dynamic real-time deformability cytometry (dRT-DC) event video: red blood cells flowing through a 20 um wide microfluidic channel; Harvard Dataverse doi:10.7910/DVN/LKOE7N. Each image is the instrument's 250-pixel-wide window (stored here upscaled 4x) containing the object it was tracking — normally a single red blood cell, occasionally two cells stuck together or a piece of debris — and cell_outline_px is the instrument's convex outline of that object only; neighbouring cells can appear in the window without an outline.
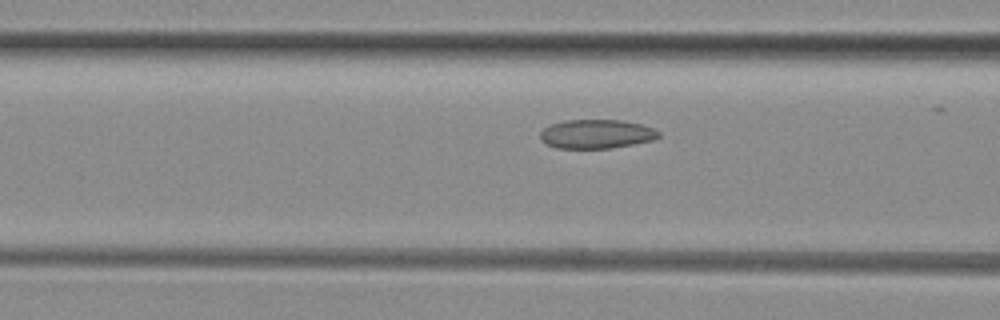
{"species": "common noctule bat (a hibernating species)", "species_latin": "Nyctalus noctula", "temperature_condition": "room temperature", "stored_images_in_passage": 25, "camera_frame_rate_fps": 3000, "um_per_image_px": 0.085, "animal": {"sex": "female", "body_mass_g": 29.2, "forearm_length_mm": 56.3}, "frame": {"image": 1, "passage_image": 10, "time_ms": 3.0, "image_size_px": [1000, 320], "cell_outline_px": [[660, 136], [652, 140], [632, 144], [608, 148], [556, 148], [540, 140], [540, 132], [544, 128], [552, 124], [564, 120], [624, 120], [640, 124], [652, 128], [660, 132]], "centroid_in_image_um": [50.68, 11.38], "position_along_channel_um": 115.9, "area_um2": 19.88}}
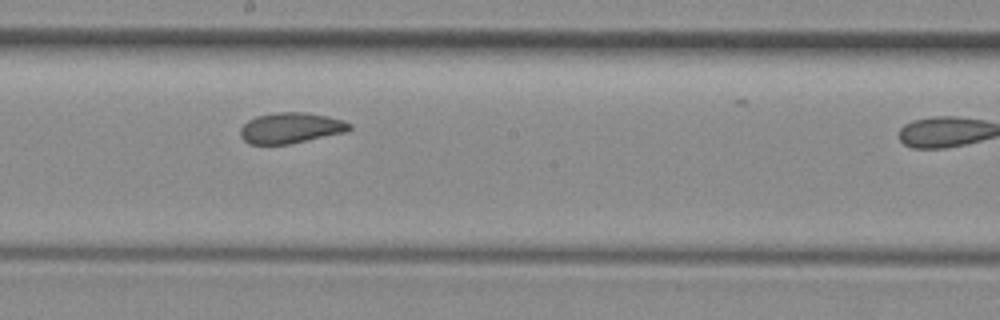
{"frame": {"image": 2, "passage_image": 18, "time_ms": 5.667, "image_size_px": [1000, 320], "cell_outline_px": [[352, 128], [348, 132], [288, 144], [248, 144], [240, 136], [240, 128], [248, 120], [256, 116], [276, 112], [304, 112], [328, 116], [344, 120], [352, 124]], "centroid_in_image_um": [24.74, 10.87], "position_along_channel_um": 223.5, "area_um2": 19.71}}
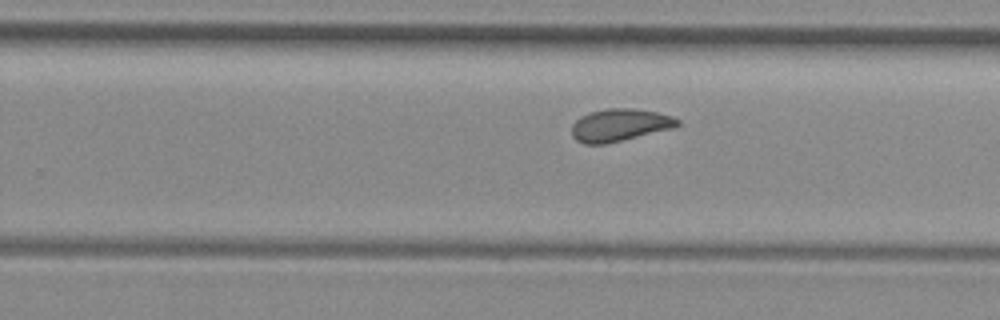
{"frame": {"image": 3, "passage_image": 22, "time_ms": 7.0, "image_size_px": [1000, 320], "cell_outline_px": [[680, 124], [672, 128], [604, 144], [584, 144], [576, 140], [572, 136], [572, 124], [576, 120], [588, 112], [608, 108], [636, 108], [656, 112], [672, 116], [680, 120]], "centroid_in_image_um": [52.65, 10.61], "position_along_channel_um": 277.1, "area_um2": 19.88}}